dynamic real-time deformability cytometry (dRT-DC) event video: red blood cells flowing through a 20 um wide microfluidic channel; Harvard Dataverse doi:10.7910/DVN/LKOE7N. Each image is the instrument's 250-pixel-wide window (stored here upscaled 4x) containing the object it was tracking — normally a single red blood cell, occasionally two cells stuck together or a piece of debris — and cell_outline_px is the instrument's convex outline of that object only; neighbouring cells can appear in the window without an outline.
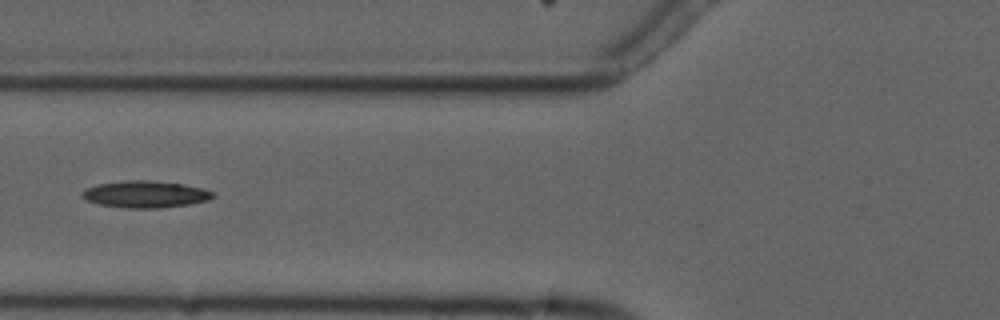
{"species": "common noctule bat (a hibernating species)", "species_latin": "Nyctalus noctula", "temperature_condition": "cold", "stored_images_in_passage": 7, "camera_frame_rate_fps": 3000, "um_per_image_px": 0.085, "animal": {"sex": "male", "forearm_length_mm": 52.5}, "frame": {"image": 1, "passage_image": 7, "time_ms": 7.0, "image_size_px": [1000, 320], "cell_outline_px": [[216, 196], [208, 200], [188, 204], [160, 208], [128, 208], [96, 204], [80, 196], [80, 192], [84, 188], [96, 184], [124, 180], [148, 180], [180, 184], [200, 188], [216, 192]], "centroid_in_image_um": [12.3, 16.51], "position_along_channel_um": 113.5, "area_um2": 20.58}}